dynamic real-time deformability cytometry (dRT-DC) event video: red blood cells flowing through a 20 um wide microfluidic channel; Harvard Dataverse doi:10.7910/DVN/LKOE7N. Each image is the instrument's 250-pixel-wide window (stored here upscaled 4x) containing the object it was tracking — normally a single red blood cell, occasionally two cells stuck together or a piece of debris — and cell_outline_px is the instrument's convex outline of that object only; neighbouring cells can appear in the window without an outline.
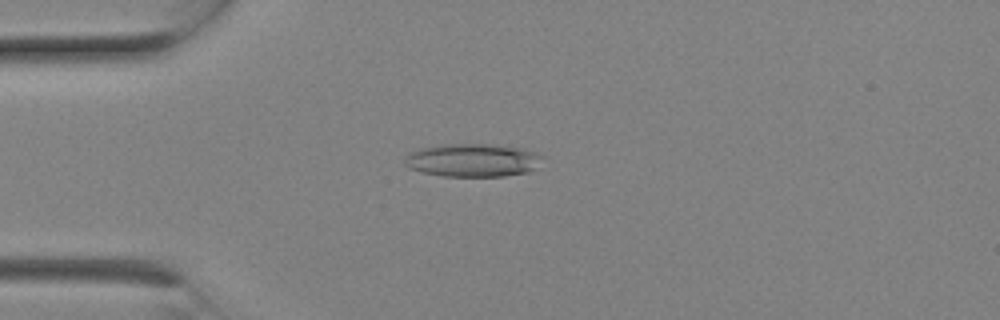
{"species": "Egyptian fruit bat (a non-hibernating species)", "species_latin": "Rousettus aegyptiacus", "temperature_condition": "room temperature", "stored_images_in_passage": 8, "camera_frame_rate_fps": 3000, "um_per_image_px": 0.085, "animal": {"sex": "female"}, "frame": {"image": 1, "passage_image": 6, "time_ms": 1.667, "image_size_px": [1000, 320], "cell_outline_px": [[548, 156], [540, 168], [528, 172], [504, 176], [444, 176], [420, 172], [408, 168], [404, 164], [404, 156], [408, 152], [420, 148], [440, 144], [488, 144], [524, 148]], "centroid_in_image_um": [40.25, 13.61], "position_along_channel_um": 44.8, "area_um2": 27.46}}